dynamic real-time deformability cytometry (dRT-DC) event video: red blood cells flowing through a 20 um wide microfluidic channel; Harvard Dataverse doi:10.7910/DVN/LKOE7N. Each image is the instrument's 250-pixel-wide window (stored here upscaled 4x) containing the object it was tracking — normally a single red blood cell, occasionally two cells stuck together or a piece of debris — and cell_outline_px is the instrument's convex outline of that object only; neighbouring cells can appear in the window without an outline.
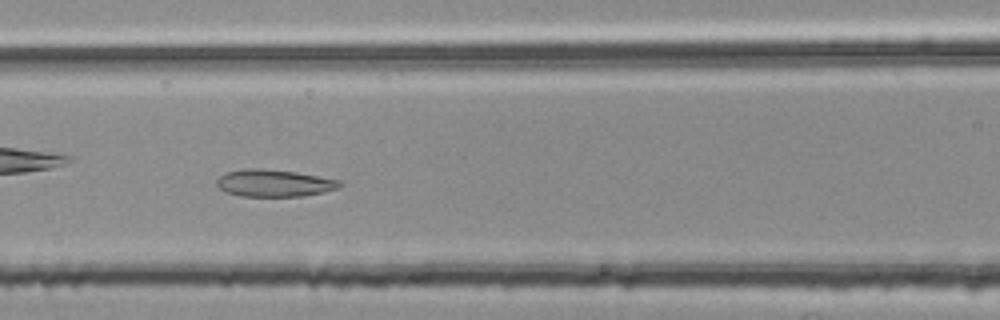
{"species": "common noctule bat (a hibernating species)", "species_latin": "Nyctalus noctula", "temperature_condition": "room temperature", "stored_images_in_passage": 52, "camera_frame_rate_fps": 3000, "um_per_image_px": 0.085, "animal": {"sex": "female", "body_mass_g": 25.1}, "frame": {"image": 1, "passage_image": 23, "time_ms": 7.333, "image_size_px": [1000, 320], "cell_outline_px": [[344, 184], [340, 188], [324, 192], [304, 196], [240, 196], [224, 192], [216, 184], [216, 180], [224, 172], [248, 168], [260, 168], [296, 172], [340, 180]], "centroid_in_image_um": [23.31, 15.56], "position_along_channel_um": 143.3, "area_um2": 19.65}}
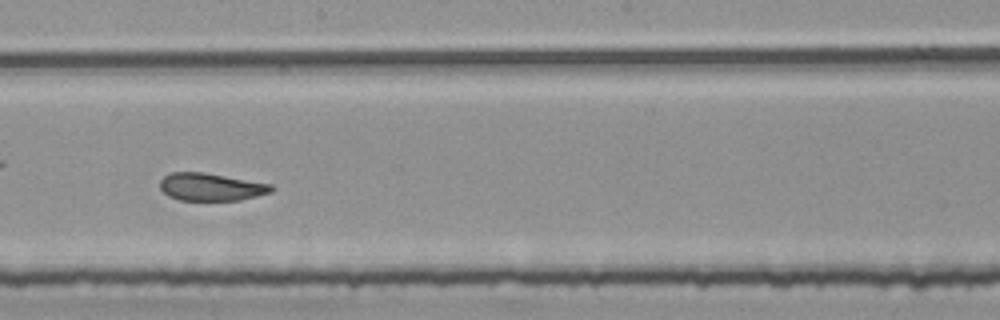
{"frame": {"image": 2, "passage_image": 30, "time_ms": 9.667, "image_size_px": [1000, 320], "cell_outline_px": [[276, 188], [272, 192], [240, 200], [180, 200], [168, 196], [160, 188], [160, 180], [164, 176], [172, 172], [204, 172], [272, 184]], "centroid_in_image_um": [17.95, 15.89], "position_along_channel_um": 230.2, "area_um2": 17.98}, "authors_computed_cell_mechanics": {"area_um2": 19.5364, "velocity_mm_per_s": 3.7411, "shape_relaxation_time_tau1_ms": null, "shape_relaxation_time_tau2_ms": 1.7615, "deformation_change_tau1": null, "deformation_change_tau2": 0.0858}}